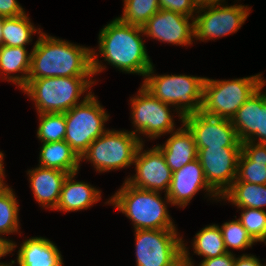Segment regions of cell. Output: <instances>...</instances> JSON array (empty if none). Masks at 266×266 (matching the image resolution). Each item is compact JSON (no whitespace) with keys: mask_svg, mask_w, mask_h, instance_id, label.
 Here are the masks:
<instances>
[{"mask_svg":"<svg viewBox=\"0 0 266 266\" xmlns=\"http://www.w3.org/2000/svg\"><path fill=\"white\" fill-rule=\"evenodd\" d=\"M31 51L28 79L91 77L106 69L95 49L82 47L41 32ZM97 58V59H96Z\"/></svg>","mask_w":266,"mask_h":266,"instance_id":"cell-1","label":"cell"},{"mask_svg":"<svg viewBox=\"0 0 266 266\" xmlns=\"http://www.w3.org/2000/svg\"><path fill=\"white\" fill-rule=\"evenodd\" d=\"M140 26L126 24L115 18L99 32V53L111 66L125 73L145 74L152 67Z\"/></svg>","mask_w":266,"mask_h":266,"instance_id":"cell-2","label":"cell"},{"mask_svg":"<svg viewBox=\"0 0 266 266\" xmlns=\"http://www.w3.org/2000/svg\"><path fill=\"white\" fill-rule=\"evenodd\" d=\"M160 196V192L136 188L125 181L107 203L124 213L134 223L135 230L177 229L168 214L167 194L166 201Z\"/></svg>","mask_w":266,"mask_h":266,"instance_id":"cell-3","label":"cell"},{"mask_svg":"<svg viewBox=\"0 0 266 266\" xmlns=\"http://www.w3.org/2000/svg\"><path fill=\"white\" fill-rule=\"evenodd\" d=\"M90 79V77L27 79V84L21 90L35 102L38 114L65 113L92 94L89 91L79 102L81 95L95 84V81Z\"/></svg>","mask_w":266,"mask_h":266,"instance_id":"cell-4","label":"cell"},{"mask_svg":"<svg viewBox=\"0 0 266 266\" xmlns=\"http://www.w3.org/2000/svg\"><path fill=\"white\" fill-rule=\"evenodd\" d=\"M154 66L145 74L142 86L161 102L176 106L183 118L201 112L206 77L191 75H154ZM179 110V111H178Z\"/></svg>","mask_w":266,"mask_h":266,"instance_id":"cell-5","label":"cell"},{"mask_svg":"<svg viewBox=\"0 0 266 266\" xmlns=\"http://www.w3.org/2000/svg\"><path fill=\"white\" fill-rule=\"evenodd\" d=\"M261 75L233 80L205 78L201 112L232 120L237 110L266 82Z\"/></svg>","mask_w":266,"mask_h":266,"instance_id":"cell-6","label":"cell"},{"mask_svg":"<svg viewBox=\"0 0 266 266\" xmlns=\"http://www.w3.org/2000/svg\"><path fill=\"white\" fill-rule=\"evenodd\" d=\"M142 143V138L130 131L107 129L89 145L80 159L90 161L98 172L126 168L134 163L135 155Z\"/></svg>","mask_w":266,"mask_h":266,"instance_id":"cell-7","label":"cell"},{"mask_svg":"<svg viewBox=\"0 0 266 266\" xmlns=\"http://www.w3.org/2000/svg\"><path fill=\"white\" fill-rule=\"evenodd\" d=\"M105 111L94 94H91L85 101L65 112L64 140L80 158L89 145L107 131L104 123L109 115Z\"/></svg>","mask_w":266,"mask_h":266,"instance_id":"cell-8","label":"cell"},{"mask_svg":"<svg viewBox=\"0 0 266 266\" xmlns=\"http://www.w3.org/2000/svg\"><path fill=\"white\" fill-rule=\"evenodd\" d=\"M137 266H177L183 260V240L177 229L135 230Z\"/></svg>","mask_w":266,"mask_h":266,"instance_id":"cell-9","label":"cell"},{"mask_svg":"<svg viewBox=\"0 0 266 266\" xmlns=\"http://www.w3.org/2000/svg\"><path fill=\"white\" fill-rule=\"evenodd\" d=\"M249 11L247 5H200L194 17V38L207 41L236 33L250 14Z\"/></svg>","mask_w":266,"mask_h":266,"instance_id":"cell-10","label":"cell"},{"mask_svg":"<svg viewBox=\"0 0 266 266\" xmlns=\"http://www.w3.org/2000/svg\"><path fill=\"white\" fill-rule=\"evenodd\" d=\"M138 92V95L130 99L132 124L136 128L131 132L134 135H137V132L156 139L176 130L173 116L170 114V105L156 99L142 85Z\"/></svg>","mask_w":266,"mask_h":266,"instance_id":"cell-11","label":"cell"},{"mask_svg":"<svg viewBox=\"0 0 266 266\" xmlns=\"http://www.w3.org/2000/svg\"><path fill=\"white\" fill-rule=\"evenodd\" d=\"M197 150V158L208 185L221 197L236 179L241 147H207Z\"/></svg>","mask_w":266,"mask_h":266,"instance_id":"cell-12","label":"cell"},{"mask_svg":"<svg viewBox=\"0 0 266 266\" xmlns=\"http://www.w3.org/2000/svg\"><path fill=\"white\" fill-rule=\"evenodd\" d=\"M143 146L142 143L135 155L133 164L136 174L125 181L136 188L157 192L164 190L167 193L171 184L172 171L163 153L157 146L144 152Z\"/></svg>","mask_w":266,"mask_h":266,"instance_id":"cell-13","label":"cell"},{"mask_svg":"<svg viewBox=\"0 0 266 266\" xmlns=\"http://www.w3.org/2000/svg\"><path fill=\"white\" fill-rule=\"evenodd\" d=\"M183 123L192 132L197 148L241 147L231 120L198 112L184 117Z\"/></svg>","mask_w":266,"mask_h":266,"instance_id":"cell-14","label":"cell"},{"mask_svg":"<svg viewBox=\"0 0 266 266\" xmlns=\"http://www.w3.org/2000/svg\"><path fill=\"white\" fill-rule=\"evenodd\" d=\"M142 29L144 35L160 42L186 46L193 43L194 18L160 9L143 25Z\"/></svg>","mask_w":266,"mask_h":266,"instance_id":"cell-15","label":"cell"},{"mask_svg":"<svg viewBox=\"0 0 266 266\" xmlns=\"http://www.w3.org/2000/svg\"><path fill=\"white\" fill-rule=\"evenodd\" d=\"M265 84L237 110L231 120L241 143L255 142V139H258L257 143H266V92H261Z\"/></svg>","mask_w":266,"mask_h":266,"instance_id":"cell-16","label":"cell"},{"mask_svg":"<svg viewBox=\"0 0 266 266\" xmlns=\"http://www.w3.org/2000/svg\"><path fill=\"white\" fill-rule=\"evenodd\" d=\"M201 189L206 190L209 196L216 197V199L221 198L208 185L203 168L197 158L172 173L171 184L166 194L170 200L169 204L184 208Z\"/></svg>","mask_w":266,"mask_h":266,"instance_id":"cell-17","label":"cell"},{"mask_svg":"<svg viewBox=\"0 0 266 266\" xmlns=\"http://www.w3.org/2000/svg\"><path fill=\"white\" fill-rule=\"evenodd\" d=\"M36 201L49 209H55L63 183L69 173L57 169L37 167L27 173Z\"/></svg>","mask_w":266,"mask_h":266,"instance_id":"cell-18","label":"cell"},{"mask_svg":"<svg viewBox=\"0 0 266 266\" xmlns=\"http://www.w3.org/2000/svg\"><path fill=\"white\" fill-rule=\"evenodd\" d=\"M156 146L163 153L172 173L197 159L198 150L194 136L184 123L182 127L171 132L165 144Z\"/></svg>","mask_w":266,"mask_h":266,"instance_id":"cell-19","label":"cell"},{"mask_svg":"<svg viewBox=\"0 0 266 266\" xmlns=\"http://www.w3.org/2000/svg\"><path fill=\"white\" fill-rule=\"evenodd\" d=\"M234 182L266 184V146L264 144L250 141L241 143V154Z\"/></svg>","mask_w":266,"mask_h":266,"instance_id":"cell-20","label":"cell"},{"mask_svg":"<svg viewBox=\"0 0 266 266\" xmlns=\"http://www.w3.org/2000/svg\"><path fill=\"white\" fill-rule=\"evenodd\" d=\"M77 173L67 175L54 210L63 212L86 210L101 199V191L94 186L83 181H74L73 178Z\"/></svg>","mask_w":266,"mask_h":266,"instance_id":"cell-21","label":"cell"},{"mask_svg":"<svg viewBox=\"0 0 266 266\" xmlns=\"http://www.w3.org/2000/svg\"><path fill=\"white\" fill-rule=\"evenodd\" d=\"M19 266H63L57 246L47 238L32 237L21 244L18 250Z\"/></svg>","mask_w":266,"mask_h":266,"instance_id":"cell-22","label":"cell"},{"mask_svg":"<svg viewBox=\"0 0 266 266\" xmlns=\"http://www.w3.org/2000/svg\"><path fill=\"white\" fill-rule=\"evenodd\" d=\"M31 55L32 53H28L26 47H10L1 45L0 75L3 74L2 80L7 79V81H12L20 89H22L27 84L31 65ZM17 72H20L22 75L19 74L12 76Z\"/></svg>","mask_w":266,"mask_h":266,"instance_id":"cell-23","label":"cell"},{"mask_svg":"<svg viewBox=\"0 0 266 266\" xmlns=\"http://www.w3.org/2000/svg\"><path fill=\"white\" fill-rule=\"evenodd\" d=\"M42 144L39 155L40 167L57 169L69 174L78 172L81 159L65 140Z\"/></svg>","mask_w":266,"mask_h":266,"instance_id":"cell-24","label":"cell"},{"mask_svg":"<svg viewBox=\"0 0 266 266\" xmlns=\"http://www.w3.org/2000/svg\"><path fill=\"white\" fill-rule=\"evenodd\" d=\"M236 205L237 208L263 209L266 206V184L257 185L248 182H233L221 196Z\"/></svg>","mask_w":266,"mask_h":266,"instance_id":"cell-25","label":"cell"},{"mask_svg":"<svg viewBox=\"0 0 266 266\" xmlns=\"http://www.w3.org/2000/svg\"><path fill=\"white\" fill-rule=\"evenodd\" d=\"M41 33V29L33 26L26 13L18 17L4 19L2 45L10 47H26L32 42V34Z\"/></svg>","mask_w":266,"mask_h":266,"instance_id":"cell-26","label":"cell"},{"mask_svg":"<svg viewBox=\"0 0 266 266\" xmlns=\"http://www.w3.org/2000/svg\"><path fill=\"white\" fill-rule=\"evenodd\" d=\"M194 253L204 259L215 258L227 253L221 230L212 224L202 228L193 240Z\"/></svg>","mask_w":266,"mask_h":266,"instance_id":"cell-27","label":"cell"},{"mask_svg":"<svg viewBox=\"0 0 266 266\" xmlns=\"http://www.w3.org/2000/svg\"><path fill=\"white\" fill-rule=\"evenodd\" d=\"M19 206L13 190L3 184L0 186V237L17 233L19 230Z\"/></svg>","mask_w":266,"mask_h":266,"instance_id":"cell-28","label":"cell"},{"mask_svg":"<svg viewBox=\"0 0 266 266\" xmlns=\"http://www.w3.org/2000/svg\"><path fill=\"white\" fill-rule=\"evenodd\" d=\"M123 15L118 19L126 24L143 27L159 8V0H123Z\"/></svg>","mask_w":266,"mask_h":266,"instance_id":"cell-29","label":"cell"},{"mask_svg":"<svg viewBox=\"0 0 266 266\" xmlns=\"http://www.w3.org/2000/svg\"><path fill=\"white\" fill-rule=\"evenodd\" d=\"M37 138L42 143L64 140L66 135L65 113H40Z\"/></svg>","mask_w":266,"mask_h":266,"instance_id":"cell-30","label":"cell"},{"mask_svg":"<svg viewBox=\"0 0 266 266\" xmlns=\"http://www.w3.org/2000/svg\"><path fill=\"white\" fill-rule=\"evenodd\" d=\"M219 228L221 230L227 252H231L228 249L230 247L236 250H243L248 247H252L255 243L238 219L225 222Z\"/></svg>","mask_w":266,"mask_h":266,"instance_id":"cell-31","label":"cell"},{"mask_svg":"<svg viewBox=\"0 0 266 266\" xmlns=\"http://www.w3.org/2000/svg\"><path fill=\"white\" fill-rule=\"evenodd\" d=\"M238 219L255 242H266V211L242 208Z\"/></svg>","mask_w":266,"mask_h":266,"instance_id":"cell-32","label":"cell"},{"mask_svg":"<svg viewBox=\"0 0 266 266\" xmlns=\"http://www.w3.org/2000/svg\"><path fill=\"white\" fill-rule=\"evenodd\" d=\"M199 5L195 0H159L161 10H170L194 18ZM194 15V16H193Z\"/></svg>","mask_w":266,"mask_h":266,"instance_id":"cell-33","label":"cell"},{"mask_svg":"<svg viewBox=\"0 0 266 266\" xmlns=\"http://www.w3.org/2000/svg\"><path fill=\"white\" fill-rule=\"evenodd\" d=\"M17 0H0V16L18 17L25 13Z\"/></svg>","mask_w":266,"mask_h":266,"instance_id":"cell-34","label":"cell"},{"mask_svg":"<svg viewBox=\"0 0 266 266\" xmlns=\"http://www.w3.org/2000/svg\"><path fill=\"white\" fill-rule=\"evenodd\" d=\"M235 255L232 252H227L215 258L203 259L199 266H233Z\"/></svg>","mask_w":266,"mask_h":266,"instance_id":"cell-35","label":"cell"},{"mask_svg":"<svg viewBox=\"0 0 266 266\" xmlns=\"http://www.w3.org/2000/svg\"><path fill=\"white\" fill-rule=\"evenodd\" d=\"M233 266H266L262 265L260 260L253 255L243 254L240 257H235V262Z\"/></svg>","mask_w":266,"mask_h":266,"instance_id":"cell-36","label":"cell"},{"mask_svg":"<svg viewBox=\"0 0 266 266\" xmlns=\"http://www.w3.org/2000/svg\"><path fill=\"white\" fill-rule=\"evenodd\" d=\"M15 247H17V245L12 240L0 237V259L1 257L6 256L8 253H11L15 249ZM0 265H11V264L10 263L5 264L1 262Z\"/></svg>","mask_w":266,"mask_h":266,"instance_id":"cell-37","label":"cell"},{"mask_svg":"<svg viewBox=\"0 0 266 266\" xmlns=\"http://www.w3.org/2000/svg\"><path fill=\"white\" fill-rule=\"evenodd\" d=\"M185 244L183 243V260L177 266H194L192 258L189 257V252L187 250Z\"/></svg>","mask_w":266,"mask_h":266,"instance_id":"cell-38","label":"cell"},{"mask_svg":"<svg viewBox=\"0 0 266 266\" xmlns=\"http://www.w3.org/2000/svg\"><path fill=\"white\" fill-rule=\"evenodd\" d=\"M3 161H4V154L2 152H0V181L4 184V166H3Z\"/></svg>","mask_w":266,"mask_h":266,"instance_id":"cell-39","label":"cell"},{"mask_svg":"<svg viewBox=\"0 0 266 266\" xmlns=\"http://www.w3.org/2000/svg\"><path fill=\"white\" fill-rule=\"evenodd\" d=\"M197 4L204 5V4H215V3H223L225 0H195Z\"/></svg>","mask_w":266,"mask_h":266,"instance_id":"cell-40","label":"cell"},{"mask_svg":"<svg viewBox=\"0 0 266 266\" xmlns=\"http://www.w3.org/2000/svg\"><path fill=\"white\" fill-rule=\"evenodd\" d=\"M6 17L0 16V46L2 45L3 24Z\"/></svg>","mask_w":266,"mask_h":266,"instance_id":"cell-41","label":"cell"},{"mask_svg":"<svg viewBox=\"0 0 266 266\" xmlns=\"http://www.w3.org/2000/svg\"><path fill=\"white\" fill-rule=\"evenodd\" d=\"M15 263H16L15 260H11L10 262L11 265H0V266H12V264H15Z\"/></svg>","mask_w":266,"mask_h":266,"instance_id":"cell-42","label":"cell"}]
</instances>
